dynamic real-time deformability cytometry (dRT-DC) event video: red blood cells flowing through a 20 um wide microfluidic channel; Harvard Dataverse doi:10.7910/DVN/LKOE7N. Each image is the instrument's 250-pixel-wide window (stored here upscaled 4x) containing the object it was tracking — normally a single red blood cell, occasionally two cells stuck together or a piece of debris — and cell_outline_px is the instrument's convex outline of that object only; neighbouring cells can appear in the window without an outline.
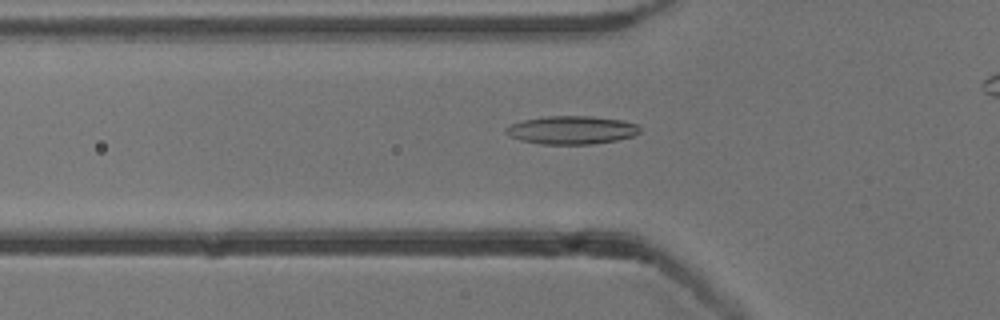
{"species": "common noctule bat (a hibernating species)", "species_latin": "Nyctalus noctula", "temperature_condition": "cold", "stored_images_in_passage": 44, "camera_frame_rate_fps": 3000, "um_per_image_px": 0.085, "animal": {"sex": "male", "body_mass_g": 13.3}, "frame": {"image": 1, "passage_image": 18, "time_ms": 5.667, "image_size_px": [1000, 320], "cell_outline_px": [[640, 132], [632, 136], [616, 140], [592, 144], [540, 144], [520, 140], [508, 136], [504, 132], [504, 128], [512, 124], [524, 120], [544, 116], [592, 116], [620, 120], [636, 124], [640, 128]], "centroid_in_image_um": [48.54, 11.05], "position_along_channel_um": 77.3, "area_um2": 22.02}}
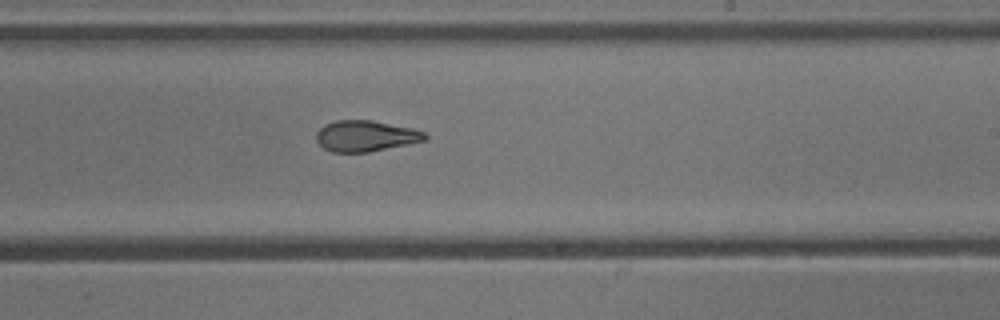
{"frame": {"image": 2, "passage_image": 32, "time_ms": 10.333, "image_size_px": [1000, 320], "cell_outline_px": [[428, 140], [368, 152], [332, 152], [324, 148], [316, 140], [316, 132], [324, 124], [336, 120], [372, 120], [412, 128], [424, 132], [428, 136]], "centroid_in_image_um": [31.08, 11.55], "position_along_channel_um": 257.9, "area_um2": 19.65}}
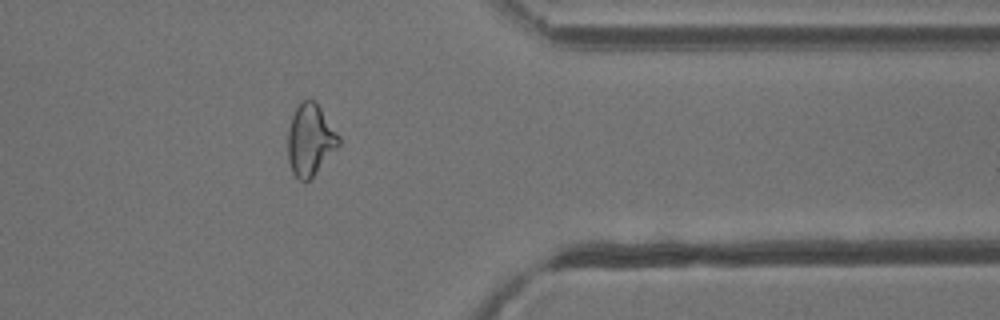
{"frame": {"image": 3, "passage_image": 43, "time_ms": 14.0, "image_size_px": [1000, 320], "cell_outline_px": [[340, 144], [312, 176], [308, 180], [300, 180], [292, 172], [288, 160], [288, 128], [296, 104], [300, 100], [308, 96], [320, 108], [340, 136]], "centroid_in_image_um": [26.34, 11.83], "position_along_channel_um": 385.1, "area_um2": 21.1}}